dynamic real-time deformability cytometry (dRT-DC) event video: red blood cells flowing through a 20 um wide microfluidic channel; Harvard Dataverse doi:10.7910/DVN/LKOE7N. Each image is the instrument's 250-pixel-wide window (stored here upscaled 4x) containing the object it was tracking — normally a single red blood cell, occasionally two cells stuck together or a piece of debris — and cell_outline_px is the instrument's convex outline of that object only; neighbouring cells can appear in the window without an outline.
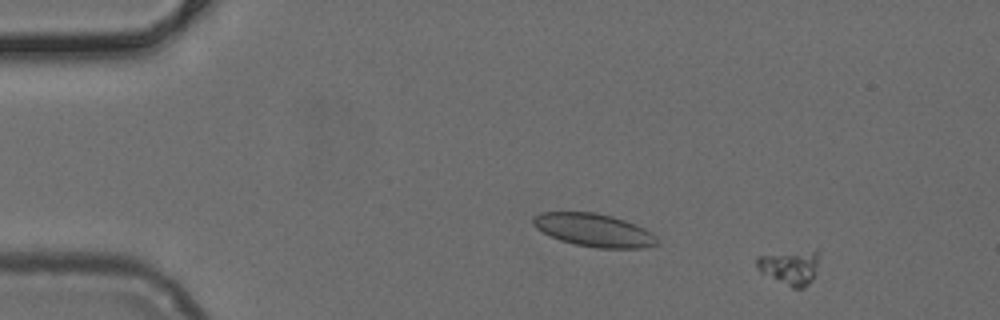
{"species": "common noctule bat (a hibernating species)", "species_latin": "Nyctalus noctula", "temperature_condition": "cold", "stored_images_in_passage": 39, "camera_frame_rate_fps": 3000, "um_per_image_px": 0.085, "animal": {"sex": "female", "body_mass_g": 24.6, "forearm_length_mm": 56.2}, "frame": {"image": 1, "passage_image": 3, "time_ms": 0.667, "image_size_px": [1000, 320], "cell_outline_px": [[820, 256], [812, 280], [804, 288], [792, 288], [760, 272], [756, 268], [756, 256], [812, 252], [820, 252]], "centroid_in_image_um": [67.12, 22.77], "position_along_channel_um": 17.9, "area_um2": 12.08}}
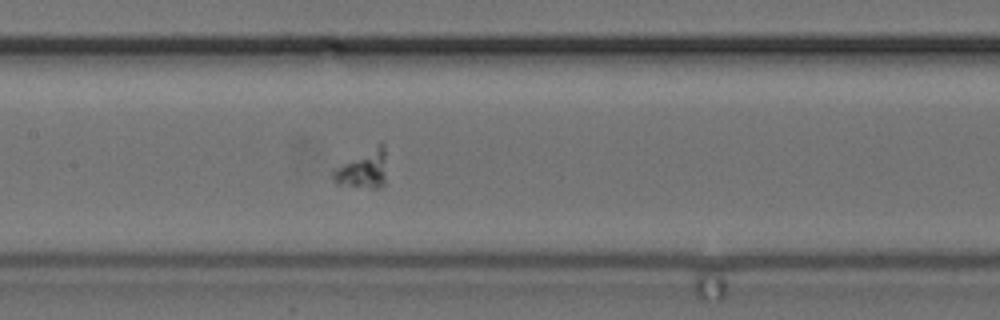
{"frame": {"image": 2, "passage_image": 23, "time_ms": 7.333, "image_size_px": [1000, 320], "cell_outline_px": [[384, 184], [380, 188], [372, 188], [336, 184], [332, 180], [332, 168], [380, 144], [384, 144]], "centroid_in_image_um": [30.79, 14.42], "position_along_channel_um": 176.6, "area_um2": 11.62}}
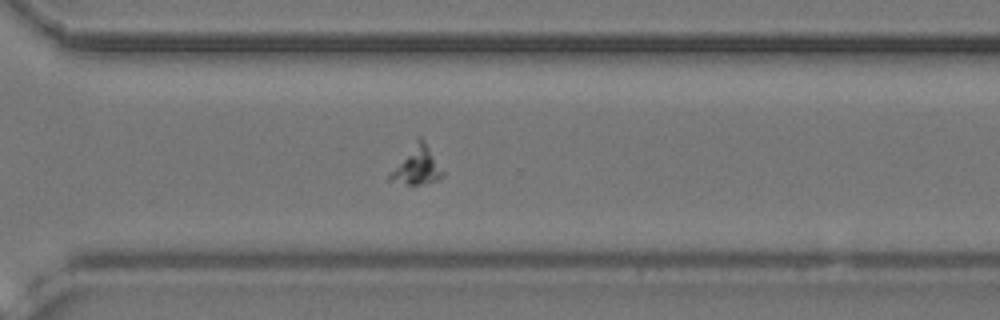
{"frame": {"image": 3, "passage_image": 35, "time_ms": 11.333, "image_size_px": [1000, 320], "cell_outline_px": [[444, 176], [436, 180], [420, 184], [408, 184], [388, 180], [388, 176], [420, 136], [424, 140], [444, 172]], "centroid_in_image_um": [35.47, 14.11], "position_along_channel_um": 335.1, "area_um2": 10.98}}